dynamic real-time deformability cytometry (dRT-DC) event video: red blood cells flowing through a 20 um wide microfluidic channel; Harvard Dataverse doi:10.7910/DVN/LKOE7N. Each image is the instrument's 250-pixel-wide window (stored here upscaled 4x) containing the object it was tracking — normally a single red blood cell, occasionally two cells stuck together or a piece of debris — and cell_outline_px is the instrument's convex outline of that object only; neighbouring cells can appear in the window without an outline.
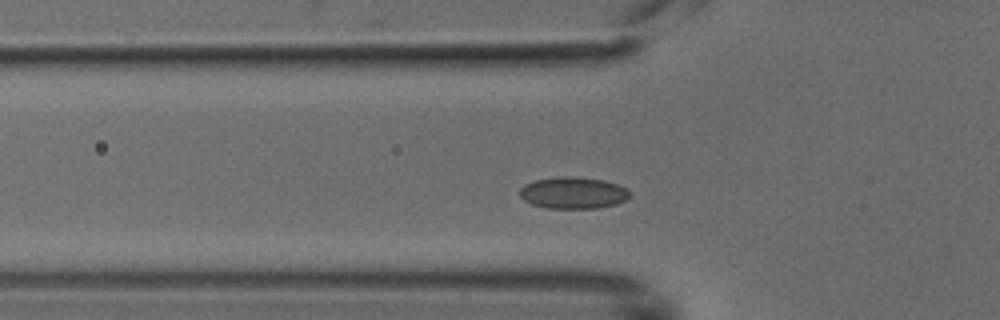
{"species": "common noctule bat (a hibernating species)", "species_latin": "Nyctalus noctula", "temperature_condition": "cold", "stored_images_in_passage": 37, "camera_frame_rate_fps": 3000, "um_per_image_px": 0.085, "animal": {"sex": "male", "body_mass_g": 18.8}, "frame": {"image": 1, "passage_image": 3, "time_ms": 0.667, "image_size_px": [1000, 320], "cell_outline_px": [[632, 196], [616, 204], [596, 208], [548, 208], [532, 204], [524, 200], [520, 196], [520, 188], [524, 184], [536, 180], [564, 176], [604, 180], [616, 184], [632, 192]], "centroid_in_image_um": [48.72, 16.4], "position_along_channel_um": 77.1, "area_um2": 20.11}}
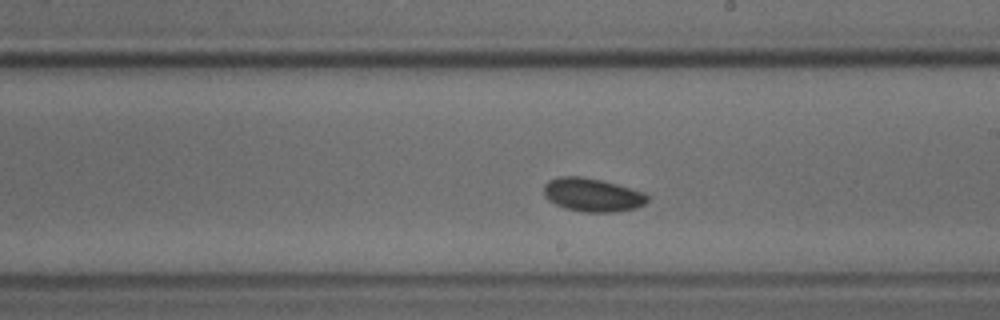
{"frame": {"image": 2, "passage_image": 15, "time_ms": 4.667, "image_size_px": [1000, 320], "cell_outline_px": [[648, 200], [644, 204], [636, 208], [616, 212], [584, 212], [564, 208], [548, 200], [544, 196], [544, 184], [548, 180], [560, 176], [580, 176], [600, 180], [616, 184], [644, 192], [648, 196]], "centroid_in_image_um": [50.33, 16.57], "position_along_channel_um": 238.7, "area_um2": 20.23}}
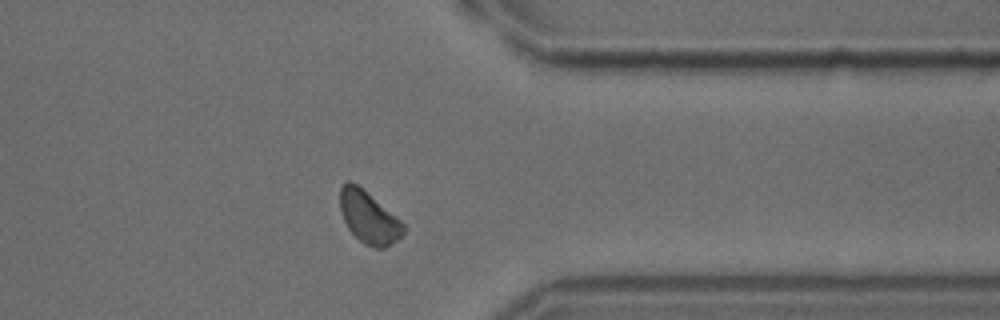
{"frame": {"image": 3, "passage_image": 26, "time_ms": 8.333, "image_size_px": [1000, 320], "cell_outline_px": [[404, 232], [396, 240], [384, 248], [376, 248], [364, 244], [348, 228], [344, 220], [340, 208], [340, 188], [348, 180], [356, 184], [400, 220], [404, 224]], "centroid_in_image_um": [31.32, 18.49], "position_along_channel_um": 380.1, "area_um2": 18.61}}